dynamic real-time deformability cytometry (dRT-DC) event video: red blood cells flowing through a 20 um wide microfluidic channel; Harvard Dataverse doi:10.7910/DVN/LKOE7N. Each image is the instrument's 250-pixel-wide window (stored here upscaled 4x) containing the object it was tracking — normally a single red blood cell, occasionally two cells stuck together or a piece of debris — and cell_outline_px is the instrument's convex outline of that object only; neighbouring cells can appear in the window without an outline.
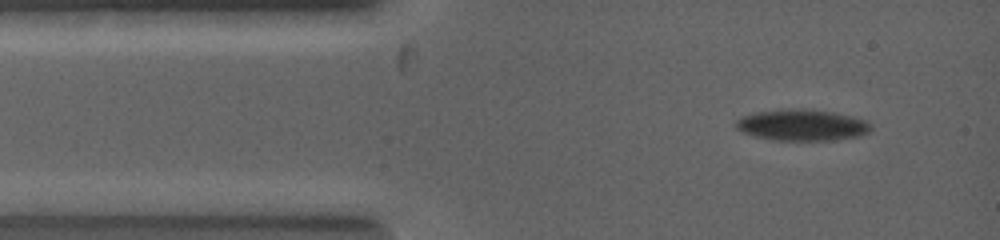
{"species": "common noctule bat (a hibernating species)", "species_latin": "Nyctalus noctula", "temperature_condition": "warm", "stored_images_in_passage": 8, "camera_frame_rate_fps": 5000, "um_per_image_px": 0.085, "animal": {"sex": "female", "body_mass_g": 19.0, "forearm_length_mm": 53.3}, "frame": {"image": 1, "passage_image": 1, "time_ms": 0.0, "image_size_px": [1000, 240], "cell_outline_px": [[872, 128], [868, 132], [860, 136], [832, 140], [772, 140], [756, 136], [744, 132], [736, 128], [732, 124], [740, 116], [756, 112], [796, 108], [804, 108], [832, 112], [852, 116], [868, 120], [872, 124]], "centroid_in_image_um": [68.18, 10.62], "position_along_channel_um": 16.8, "area_um2": 24.8}}
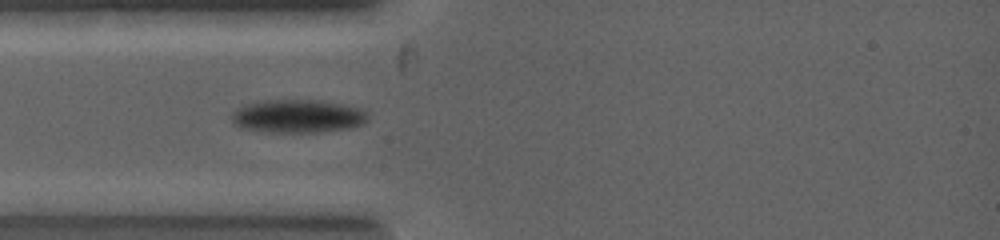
{"frame": {"image": 2, "passage_image": 5, "time_ms": 1.4, "image_size_px": [1000, 240], "cell_outline_px": [[368, 120], [364, 124], [352, 128], [320, 132], [268, 132], [240, 128], [232, 124], [232, 112], [248, 104], [280, 100], [300, 100], [336, 104], [360, 108], [368, 116]], "centroid_in_image_um": [25.31, 9.92], "position_along_channel_um": 59.7, "area_um2": 25.78}}